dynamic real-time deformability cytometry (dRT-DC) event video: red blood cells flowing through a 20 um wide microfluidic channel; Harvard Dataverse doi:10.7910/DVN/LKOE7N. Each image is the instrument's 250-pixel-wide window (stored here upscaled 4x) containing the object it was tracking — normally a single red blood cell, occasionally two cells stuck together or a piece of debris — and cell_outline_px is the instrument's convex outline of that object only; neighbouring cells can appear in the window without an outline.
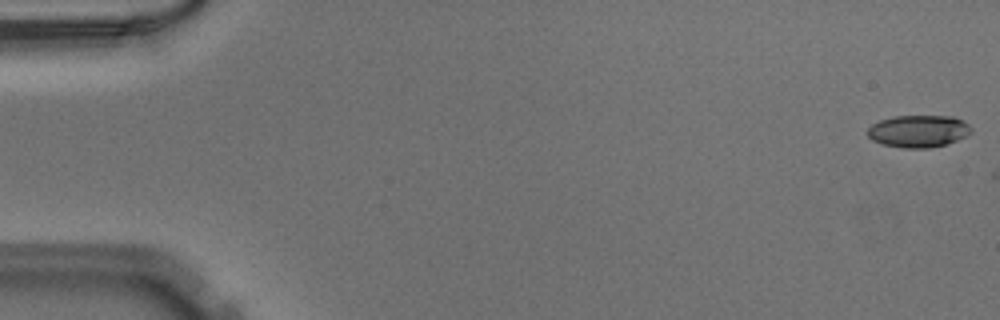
{"species": "Egyptian fruit bat (a non-hibernating species)", "species_latin": "Rousettus aegyptiacus", "temperature_condition": "warm", "stored_images_in_passage": 3, "camera_frame_rate_fps": 3000, "um_per_image_px": 0.085, "animal": {"sex": "male"}, "frame": {"image": 1, "passage_image": 1, "time_ms": 0.0, "image_size_px": [1000, 320], "cell_outline_px": [[972, 132], [956, 140], [944, 144], [928, 148], [904, 148], [884, 144], [872, 140], [868, 136], [868, 128], [872, 124], [880, 120], [892, 116], [952, 116], [964, 120], [972, 128]], "centroid_in_image_um": [78.07, 11.13], "position_along_channel_um": 6.9, "area_um2": 19.36}}